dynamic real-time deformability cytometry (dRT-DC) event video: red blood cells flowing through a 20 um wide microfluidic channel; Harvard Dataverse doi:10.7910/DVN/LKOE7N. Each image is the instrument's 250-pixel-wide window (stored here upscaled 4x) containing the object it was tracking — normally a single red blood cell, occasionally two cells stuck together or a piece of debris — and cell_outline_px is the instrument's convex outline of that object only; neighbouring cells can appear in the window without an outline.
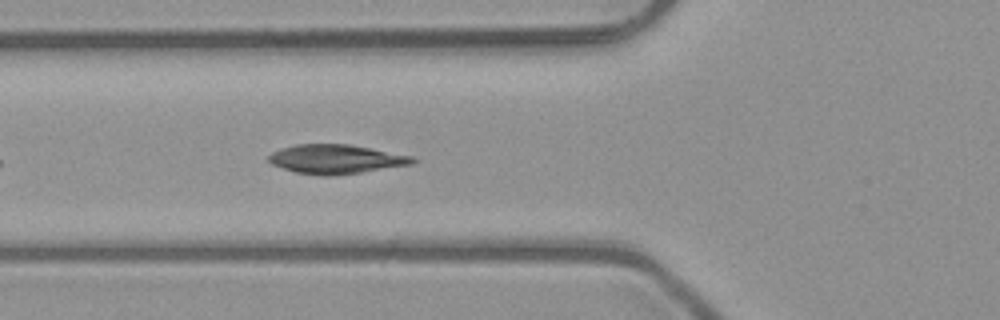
{"species": "common noctule bat (a hibernating species)", "species_latin": "Nyctalus noctula", "temperature_condition": "room temperature", "stored_images_in_passage": 6, "camera_frame_rate_fps": 3000, "um_per_image_px": 0.085, "animal": {"sex": "male", "body_mass_g": 23.1, "forearm_length_mm": 52.7}, "frame": {"image": 1, "passage_image": 6, "time_ms": 1.667, "image_size_px": [1000, 320], "cell_outline_px": [[416, 160], [412, 164], [360, 172], [332, 176], [320, 176], [296, 172], [272, 164], [268, 160], [268, 156], [272, 152], [280, 148], [296, 144], [348, 144], [412, 156]], "centroid_in_image_um": [28.51, 13.52], "position_along_channel_um": 97.3, "area_um2": 24.22}}